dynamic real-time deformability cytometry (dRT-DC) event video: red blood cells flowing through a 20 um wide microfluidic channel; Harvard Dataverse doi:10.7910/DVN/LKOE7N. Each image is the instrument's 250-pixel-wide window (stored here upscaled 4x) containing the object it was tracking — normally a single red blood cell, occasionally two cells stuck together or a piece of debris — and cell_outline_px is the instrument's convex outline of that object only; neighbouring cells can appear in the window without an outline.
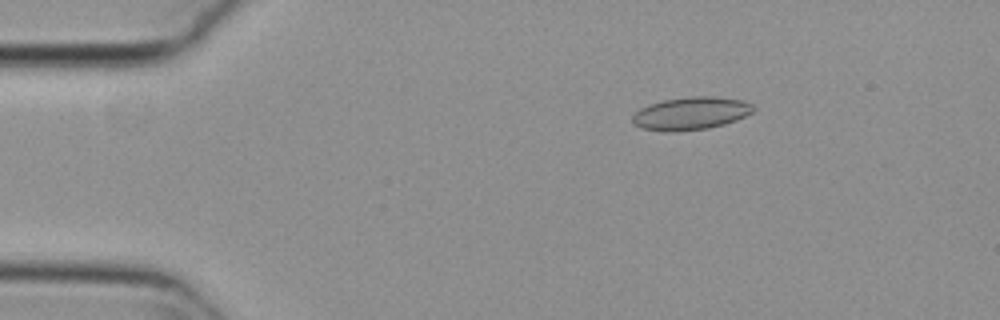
{"species": "common noctule bat (a hibernating species)", "species_latin": "Nyctalus noctula", "temperature_condition": "cold", "stored_images_in_passage": 15, "camera_frame_rate_fps": 3000, "um_per_image_px": 0.085, "animal": {"sex": "female", "body_mass_g": 29.2, "forearm_length_mm": 56.3}, "frame": {"image": 1, "passage_image": 9, "time_ms": 2.667, "image_size_px": [1000, 320], "cell_outline_px": [[756, 108], [752, 112], [736, 120], [724, 124], [704, 128], [676, 132], [664, 132], [640, 128], [632, 120], [632, 116], [640, 108], [648, 104], [664, 100], [688, 96], [712, 96], [744, 100], [752, 104]], "centroid_in_image_um": [58.71, 9.63], "position_along_channel_um": 26.3, "area_um2": 23.18}}